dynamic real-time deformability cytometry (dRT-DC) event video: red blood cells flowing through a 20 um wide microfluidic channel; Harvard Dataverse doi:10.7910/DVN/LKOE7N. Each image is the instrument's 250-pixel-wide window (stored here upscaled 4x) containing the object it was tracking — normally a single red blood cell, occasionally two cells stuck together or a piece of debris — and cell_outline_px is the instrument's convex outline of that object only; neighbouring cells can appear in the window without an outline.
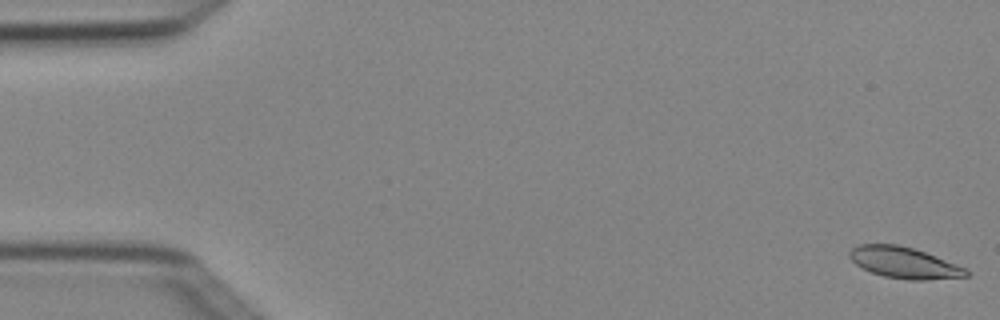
{"species": "Egyptian fruit bat (a non-hibernating species)", "species_latin": "Rousettus aegyptiacus", "temperature_condition": "cold", "stored_images_in_passage": 4, "camera_frame_rate_fps": 3000, "um_per_image_px": 0.085, "animal": {"sex": "female"}, "frame": {"image": 1, "passage_image": 1, "time_ms": 0.0, "image_size_px": [1000, 320], "cell_outline_px": [[972, 272], [968, 276], [924, 280], [908, 280], [884, 276], [872, 272], [856, 264], [848, 256], [848, 252], [856, 244], [896, 244], [912, 248], [936, 256], [968, 268]], "centroid_in_image_um": [76.88, 22.33], "position_along_channel_um": 8.1, "area_um2": 21.27}}
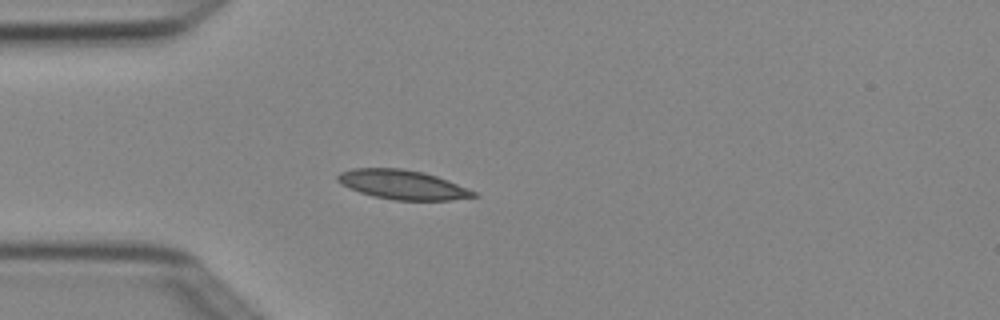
{"frame": {"image": 2, "passage_image": 4, "time_ms": 1.0, "image_size_px": [1000, 320], "cell_outline_px": [[480, 196], [452, 200], [396, 200], [372, 196], [348, 188], [340, 184], [336, 180], [336, 176], [340, 172], [352, 168], [400, 168], [424, 172], [436, 176], [476, 192]], "centroid_in_image_um": [34.17, 15.69], "position_along_channel_um": 50.8, "area_um2": 23.24}}